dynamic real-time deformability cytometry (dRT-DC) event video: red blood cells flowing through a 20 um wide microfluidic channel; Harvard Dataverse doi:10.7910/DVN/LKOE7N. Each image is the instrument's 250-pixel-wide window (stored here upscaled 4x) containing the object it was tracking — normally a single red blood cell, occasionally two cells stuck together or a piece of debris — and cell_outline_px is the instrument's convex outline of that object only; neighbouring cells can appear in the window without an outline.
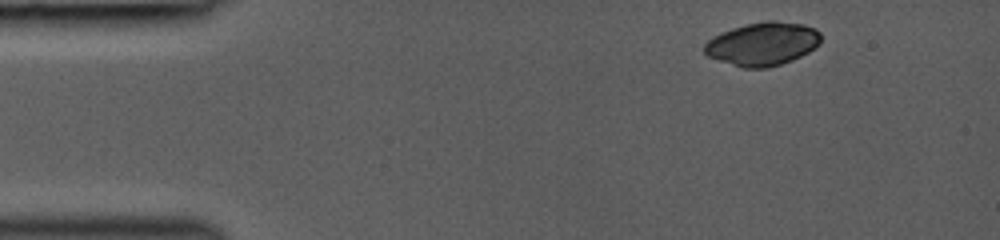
{"species": "common noctule bat (a hibernating species)", "species_latin": "Nyctalus noctula", "temperature_condition": "room temperature", "stored_images_in_passage": 9, "camera_frame_rate_fps": 3000, "um_per_image_px": 0.085, "animal": {"sex": "female", "body_mass_g": 19.0, "forearm_length_mm": 53.3}, "frame": {"image": 1, "passage_image": 1, "time_ms": 0.0, "image_size_px": [1000, 240], "cell_outline_px": [[820, 44], [808, 52], [792, 60], [780, 64], [764, 68], [744, 68], [708, 56], [704, 52], [704, 44], [712, 36], [720, 32], [732, 28], [764, 20], [776, 20], [804, 24], [816, 28], [820, 32]], "centroid_in_image_um": [64.83, 3.71], "position_along_channel_um": 20.2, "area_um2": 29.42}}
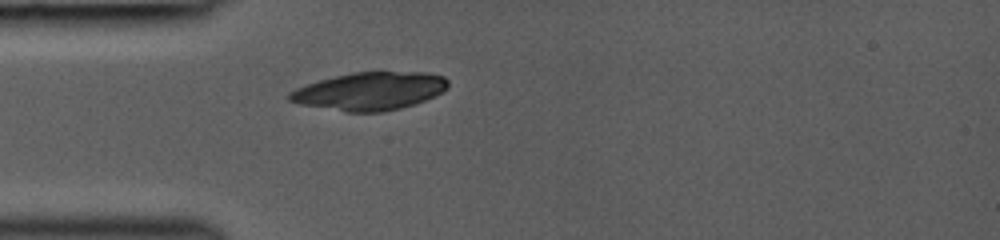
{"frame": {"image": 2, "passage_image": 7, "time_ms": 2.667, "image_size_px": [1000, 240], "cell_outline_px": [[448, 88], [444, 92], [424, 100], [400, 108], [384, 112], [344, 112], [300, 104], [288, 100], [288, 92], [296, 88], [320, 80], [352, 72], [424, 72], [444, 76], [448, 80]], "centroid_in_image_um": [31.44, 7.75], "position_along_channel_um": 53.6, "area_um2": 35.03}}